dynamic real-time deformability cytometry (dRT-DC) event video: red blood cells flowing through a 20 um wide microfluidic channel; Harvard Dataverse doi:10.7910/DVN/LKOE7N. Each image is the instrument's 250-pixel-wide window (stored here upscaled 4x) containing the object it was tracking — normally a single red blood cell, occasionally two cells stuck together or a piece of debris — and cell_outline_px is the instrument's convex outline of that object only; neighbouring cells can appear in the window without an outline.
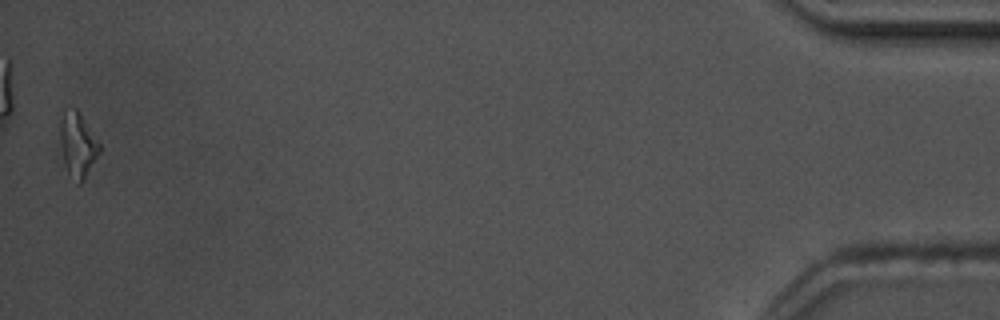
{"species": "common noctule bat (a hibernating species)", "species_latin": "Nyctalus noctula", "temperature_condition": "warm", "stored_images_in_passage": 48, "camera_frame_rate_fps": 3000, "um_per_image_px": 0.085, "animal": {"sex": "male", "body_mass_g": 17.5, "forearm_length_mm": 52.3}, "frame": {"image": 1, "passage_image": 48, "time_ms": 15.667, "image_size_px": [1000, 320], "cell_outline_px": [[100, 152], [84, 180], [80, 184], [76, 184], [68, 172], [64, 164], [60, 144], [60, 120], [64, 108], [76, 108], [80, 112], [100, 144]], "centroid_in_image_um": [6.59, 12.29], "position_along_channel_um": 428.6, "area_um2": 15.03}, "authors_computed_cell_mechanics": {"area_um2": 14.4789, "velocity_mm_per_s": 3.6426, "shape_relaxation_time_tau1_ms": 3.0277, "shape_relaxation_time_tau2_ms": null, "deformation_change_tau1": 0.2, "deformation_change_tau2": null}}